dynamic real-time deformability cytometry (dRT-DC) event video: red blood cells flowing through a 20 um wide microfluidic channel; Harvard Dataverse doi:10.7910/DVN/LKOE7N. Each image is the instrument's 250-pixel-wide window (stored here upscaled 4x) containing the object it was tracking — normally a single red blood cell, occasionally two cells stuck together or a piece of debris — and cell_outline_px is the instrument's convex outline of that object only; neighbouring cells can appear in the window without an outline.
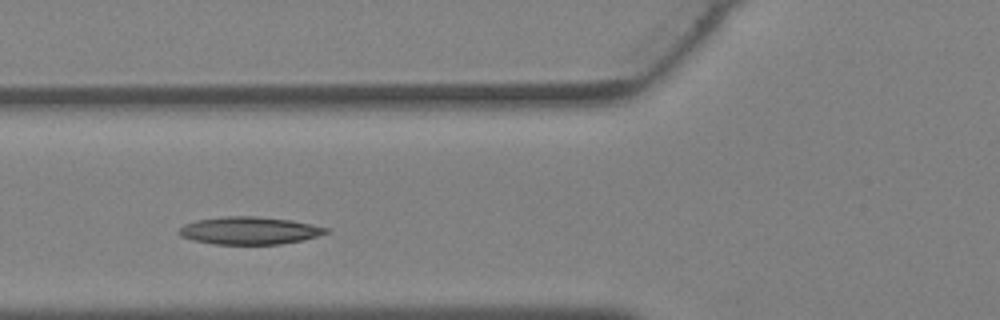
{"species": "Egyptian fruit bat (a non-hibernating species)", "species_latin": "Rousettus aegyptiacus", "temperature_condition": "warm", "stored_images_in_passage": 26, "camera_frame_rate_fps": 3000, "um_per_image_px": 0.085, "animal": {"sex": "female"}, "frame": {"image": 1, "passage_image": 5, "time_ms": 1.333, "image_size_px": [1000, 320], "cell_outline_px": [[328, 232], [304, 240], [280, 244], [212, 244], [192, 240], [180, 236], [180, 228], [184, 224], [196, 220], [224, 216], [256, 216], [292, 220], [312, 224], [328, 228]], "centroid_in_image_um": [21.19, 19.6], "position_along_channel_um": 104.6, "area_um2": 23.64}}
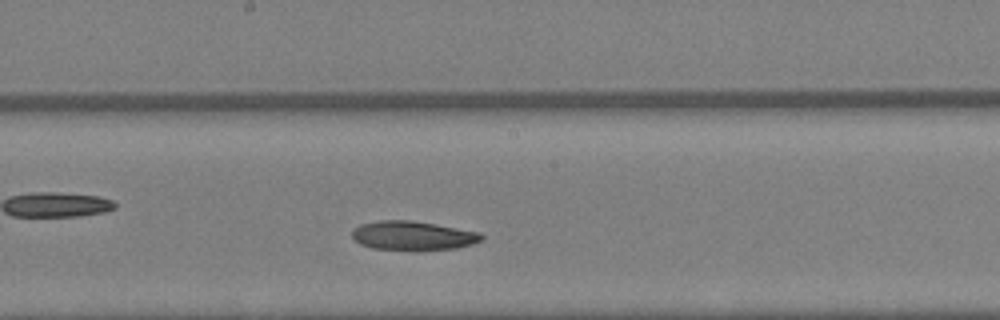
{"frame": {"image": 2, "passage_image": 11, "time_ms": 3.333, "image_size_px": [1000, 320], "cell_outline_px": [[484, 236], [480, 240], [472, 244], [456, 248], [372, 248], [360, 244], [352, 236], [352, 228], [360, 224], [380, 220], [412, 220], [436, 224], [480, 232]], "centroid_in_image_um": [35.07, 19.98], "position_along_channel_um": 213.1, "area_um2": 21.27}}
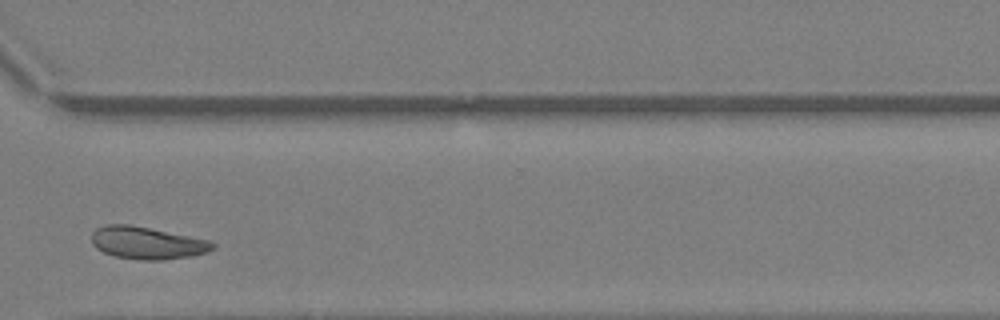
{"frame": {"image": 3, "passage_image": 19, "time_ms": 6.0, "image_size_px": [1000, 320], "cell_outline_px": [[216, 248], [208, 252], [192, 256], [164, 260], [140, 260], [116, 256], [104, 252], [96, 248], [92, 244], [92, 232], [96, 228], [104, 224], [128, 224], [212, 240], [216, 244]], "centroid_in_image_um": [12.54, 20.65], "position_along_channel_um": 358.1, "area_um2": 23.06}}